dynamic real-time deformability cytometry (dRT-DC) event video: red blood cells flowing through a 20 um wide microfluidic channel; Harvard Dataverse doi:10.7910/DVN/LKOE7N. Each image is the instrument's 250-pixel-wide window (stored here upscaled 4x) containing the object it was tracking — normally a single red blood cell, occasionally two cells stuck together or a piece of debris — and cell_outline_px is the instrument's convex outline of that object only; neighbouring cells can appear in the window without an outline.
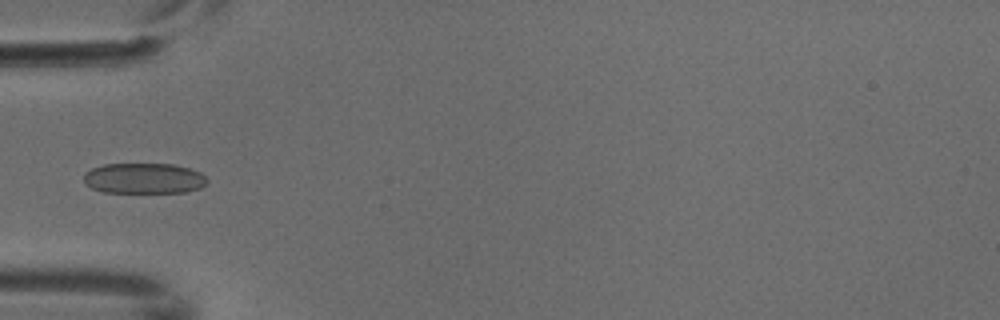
{"species": "common noctule bat (a hibernating species)", "species_latin": "Nyctalus noctula", "temperature_condition": "cold", "stored_images_in_passage": 5, "camera_frame_rate_fps": 3000, "um_per_image_px": 0.085, "animal": {"sex": "male", "body_mass_g": 18.8}, "frame": {"image": 1, "passage_image": 4, "time_ms": 1.0, "image_size_px": [1000, 320], "cell_outline_px": [[208, 180], [200, 188], [188, 192], [104, 192], [92, 188], [84, 184], [84, 172], [92, 168], [104, 164], [172, 164], [188, 168], [200, 172]], "centroid_in_image_um": [12.21, 15.16], "position_along_channel_um": 72.8, "area_um2": 21.96}}
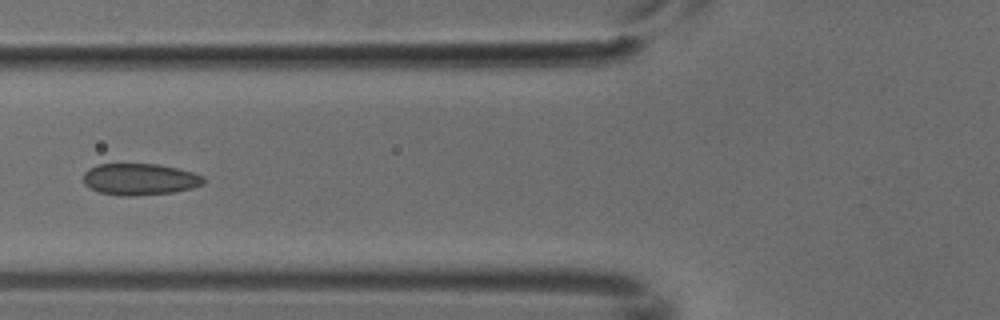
{"frame": {"image": 2, "passage_image": 5, "time_ms": 1.333, "image_size_px": [1000, 320], "cell_outline_px": [[204, 184], [192, 188], [172, 192], [136, 196], [120, 196], [100, 192], [84, 184], [84, 172], [88, 168], [96, 164], [160, 164], [192, 172], [204, 176]], "centroid_in_image_um": [11.88, 15.23], "position_along_channel_um": 113.9, "area_um2": 22.2}}